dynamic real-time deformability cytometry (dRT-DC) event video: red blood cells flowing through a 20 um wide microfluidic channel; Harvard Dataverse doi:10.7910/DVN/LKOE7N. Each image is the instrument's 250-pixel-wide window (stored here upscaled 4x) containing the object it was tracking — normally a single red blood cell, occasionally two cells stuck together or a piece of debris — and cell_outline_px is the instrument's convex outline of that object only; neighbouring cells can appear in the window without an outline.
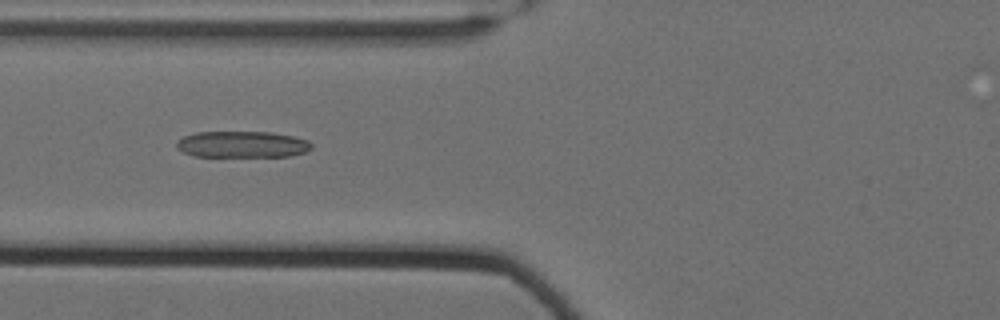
{"species": "Egyptian fruit bat (a non-hibernating species)", "species_latin": "Rousettus aegyptiacus", "temperature_condition": "cold", "stored_images_in_passage": 45, "camera_frame_rate_fps": 3000, "um_per_image_px": 0.085, "animal": {"sex": "female"}, "frame": {"image": 1, "passage_image": 11, "time_ms": 3.333, "image_size_px": [1000, 320], "cell_outline_px": [[312, 148], [304, 152], [288, 156], [192, 156], [176, 148], [176, 140], [184, 136], [196, 132], [268, 132], [292, 136], [308, 140], [312, 144]], "centroid_in_image_um": [20.55, 12.27], "position_along_channel_um": 105.3, "area_um2": 20.69}}
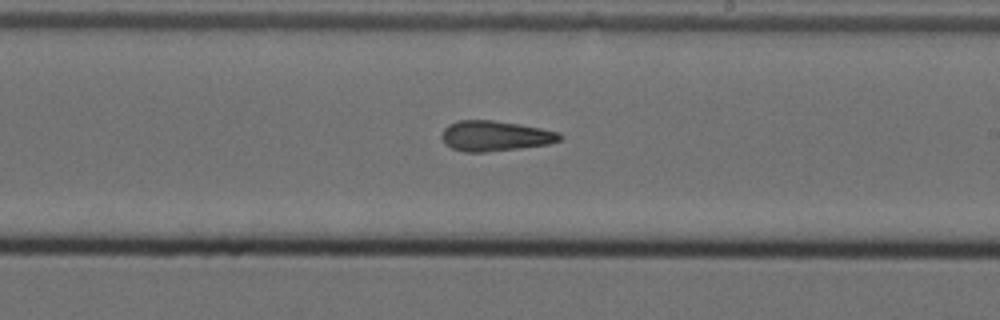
{"frame": {"image": 2, "passage_image": 23, "time_ms": 7.333, "image_size_px": [1000, 320], "cell_outline_px": [[564, 136], [560, 140], [548, 144], [520, 148], [488, 152], [464, 152], [452, 148], [444, 144], [440, 136], [444, 128], [448, 124], [460, 120], [492, 120], [520, 124], [560, 132]], "centroid_in_image_um": [42.06, 11.56], "position_along_channel_um": 246.9, "area_um2": 21.04}}
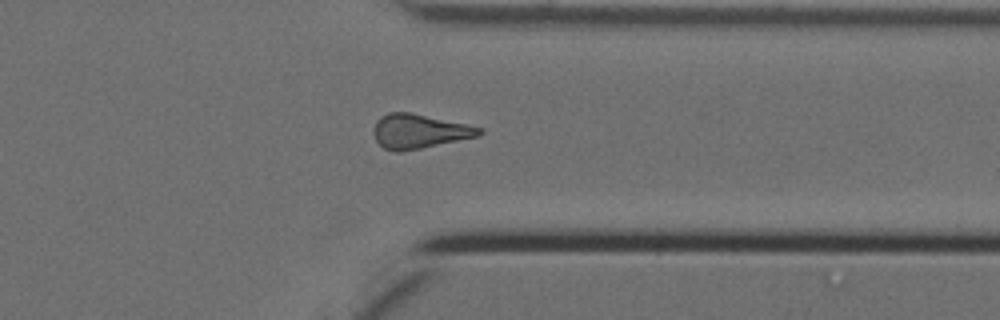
{"frame": {"image": 3, "passage_image": 34, "time_ms": 11.0, "image_size_px": [1000, 320], "cell_outline_px": [[484, 132], [480, 136], [400, 152], [396, 152], [384, 148], [376, 140], [372, 132], [376, 120], [380, 116], [388, 112], [408, 112], [468, 124], [484, 128]], "centroid_in_image_um": [35.64, 11.15], "position_along_channel_um": 375.8, "area_um2": 21.21}, "authors_computed_cell_mechanics": {"area_um2": 20.808, "velocity_mm_per_s": 3.5163, "shape_relaxation_time_tau1_ms": 10.1813, "shape_relaxation_time_tau2_ms": 4.0289, "deformation_change_tau1": 0.2277, "deformation_change_tau2": 0.1506}}